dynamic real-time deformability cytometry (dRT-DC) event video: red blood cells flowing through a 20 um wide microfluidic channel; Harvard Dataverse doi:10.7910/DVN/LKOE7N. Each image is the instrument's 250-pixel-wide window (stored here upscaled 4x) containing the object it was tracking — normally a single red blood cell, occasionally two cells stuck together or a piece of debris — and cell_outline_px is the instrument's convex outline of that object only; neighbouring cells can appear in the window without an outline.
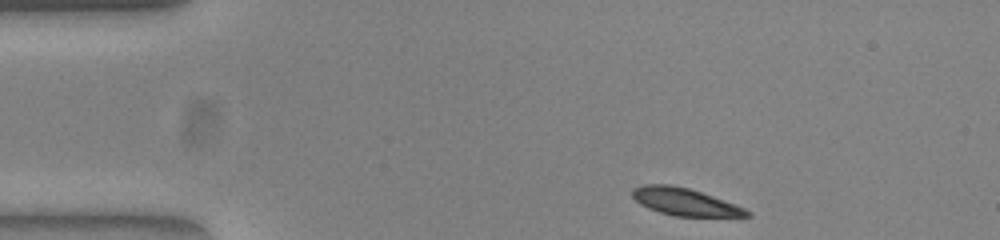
{"species": "common noctule bat (a hibernating species)", "species_latin": "Nyctalus noctula", "temperature_condition": "warm", "stored_images_in_passage": 45, "camera_frame_rate_fps": 3000, "um_per_image_px": 0.085, "animal": {"sex": "female", "body_mass_g": 23.0, "forearm_length_mm": 53.4}, "frame": {"image": 1, "passage_image": 1, "time_ms": 0.0, "image_size_px": [1000, 240], "cell_outline_px": [[752, 216], [676, 216], [660, 212], [648, 208], [640, 204], [632, 196], [632, 188], [644, 184], [668, 184], [688, 188], [712, 196], [744, 208], [752, 212]], "centroid_in_image_um": [58.18, 17.15], "position_along_channel_um": 26.8, "area_um2": 17.98}}
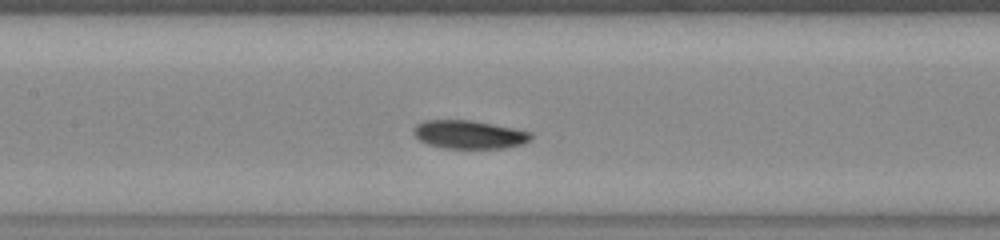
{"frame": {"image": 2, "passage_image": 17, "time_ms": 5.333, "image_size_px": [1000, 240], "cell_outline_px": [[532, 140], [524, 144], [504, 148], [444, 148], [428, 144], [420, 140], [412, 132], [412, 128], [416, 124], [424, 120], [472, 120], [532, 132]], "centroid_in_image_um": [39.88, 11.43], "position_along_channel_um": 167.5, "area_um2": 19.48}}
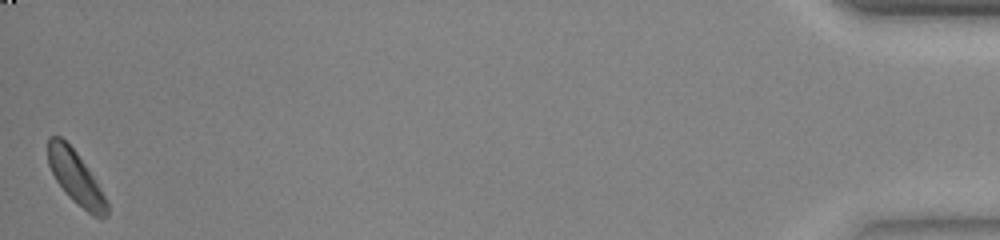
{"frame": {"image": 3, "passage_image": 45, "time_ms": 14.667, "image_size_px": [1000, 240], "cell_outline_px": [[108, 216], [100, 220], [92, 216], [72, 200], [64, 192], [56, 180], [48, 164], [48, 136], [60, 136], [76, 152], [100, 188], [108, 204]], "centroid_in_image_um": [6.44, 15.14], "position_along_channel_um": 428.8, "area_um2": 18.03}, "authors_computed_cell_mechanics": {"area_um2": 19.074, "velocity_mm_per_s": 3.8589, "shape_relaxation_time_tau1_ms": 5.4903, "shape_relaxation_time_tau2_ms": null, "deformation_change_tau1": 0.1133, "deformation_change_tau2": null}}